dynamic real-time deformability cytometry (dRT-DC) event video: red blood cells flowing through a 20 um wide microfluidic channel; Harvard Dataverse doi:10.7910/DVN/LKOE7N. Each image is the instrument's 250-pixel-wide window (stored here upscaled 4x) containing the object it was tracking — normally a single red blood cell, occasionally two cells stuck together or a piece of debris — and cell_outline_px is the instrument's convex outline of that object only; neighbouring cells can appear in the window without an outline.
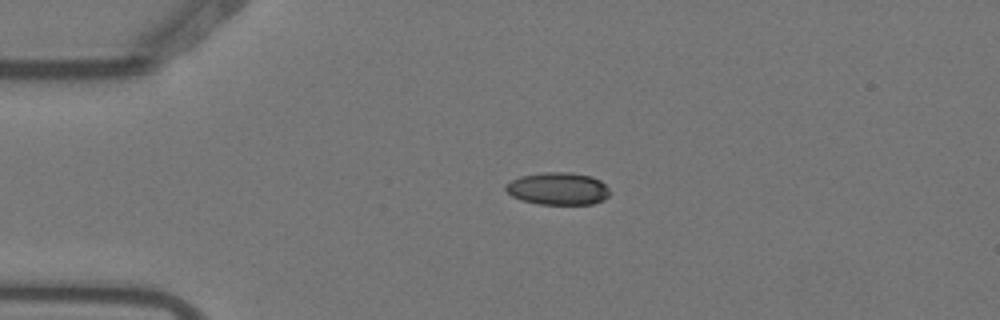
{"species": "Egyptian fruit bat (a non-hibernating species)", "species_latin": "Rousettus aegyptiacus", "temperature_condition": "warm", "stored_images_in_passage": 4, "camera_frame_rate_fps": 3000, "um_per_image_px": 0.085, "animal": {"sex": "female"}, "frame": {"image": 1, "passage_image": 3, "time_ms": 0.667, "image_size_px": [1000, 320], "cell_outline_px": [[608, 196], [604, 200], [592, 204], [540, 204], [520, 200], [512, 196], [504, 188], [504, 184], [520, 176], [544, 172], [572, 172], [592, 176], [600, 180], [608, 188]], "centroid_in_image_um": [47.41, 16.03], "position_along_channel_um": 37.6, "area_um2": 19.77}}